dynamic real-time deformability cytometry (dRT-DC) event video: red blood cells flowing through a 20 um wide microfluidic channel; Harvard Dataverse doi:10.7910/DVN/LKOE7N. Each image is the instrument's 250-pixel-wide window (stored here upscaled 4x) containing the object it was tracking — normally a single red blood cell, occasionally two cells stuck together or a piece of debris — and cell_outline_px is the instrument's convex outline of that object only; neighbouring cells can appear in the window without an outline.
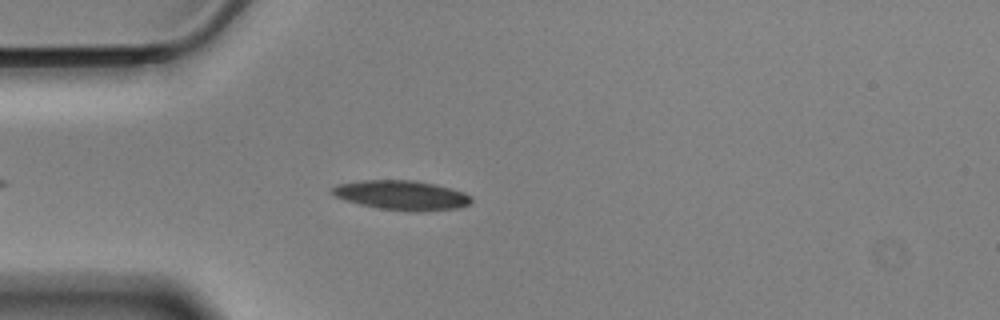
{"species": "Egyptian fruit bat (a non-hibernating species)", "species_latin": "Rousettus aegyptiacus", "temperature_condition": "cold", "stored_images_in_passage": 5, "camera_frame_rate_fps": 3000, "um_per_image_px": 0.085, "animal": {"sex": "male"}, "frame": {"image": 1, "passage_image": 1, "time_ms": 0.0, "image_size_px": [1000, 320], "cell_outline_px": [[472, 204], [460, 208], [424, 212], [412, 212], [376, 208], [344, 200], [328, 192], [336, 184], [360, 180], [416, 180], [436, 184], [452, 188], [464, 192], [472, 196]], "centroid_in_image_um": [34.18, 16.6], "position_along_channel_um": 50.8, "area_um2": 24.57}}